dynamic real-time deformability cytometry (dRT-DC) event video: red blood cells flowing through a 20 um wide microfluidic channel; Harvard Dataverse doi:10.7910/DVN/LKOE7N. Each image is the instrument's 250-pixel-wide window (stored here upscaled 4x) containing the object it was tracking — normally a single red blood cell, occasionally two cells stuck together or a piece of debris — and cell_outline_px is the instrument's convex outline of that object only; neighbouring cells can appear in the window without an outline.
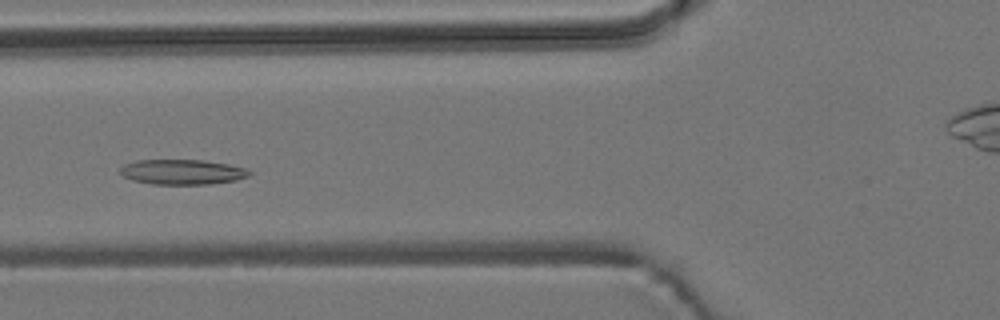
{"species": "common noctule bat (a hibernating species)", "species_latin": "Nyctalus noctula", "temperature_condition": "room temperature", "stored_images_in_passage": 54, "camera_frame_rate_fps": 3000, "um_per_image_px": 0.085, "animal": {"sex": "male", "body_mass_g": 19.2, "forearm_length_mm": 51.8}, "frame": {"image": 1, "passage_image": 18, "time_ms": 5.667, "image_size_px": [1000, 320], "cell_outline_px": [[252, 172], [248, 176], [236, 180], [212, 184], [152, 184], [132, 180], [124, 176], [120, 172], [120, 168], [124, 164], [136, 160], [200, 160], [228, 164], [244, 168]], "centroid_in_image_um": [15.48, 14.62], "position_along_channel_um": 110.3, "area_um2": 18.79}}
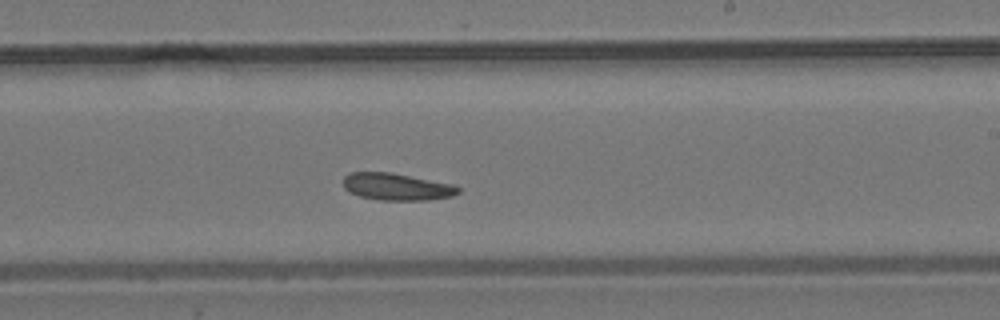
{"frame": {"image": 2, "passage_image": 30, "time_ms": 9.667, "image_size_px": [1000, 320], "cell_outline_px": [[460, 192], [452, 196], [428, 200], [380, 200], [360, 196], [344, 188], [344, 176], [348, 172], [392, 172], [452, 184], [460, 188]], "centroid_in_image_um": [33.73, 15.86], "position_along_channel_um": 255.3, "area_um2": 18.09}}
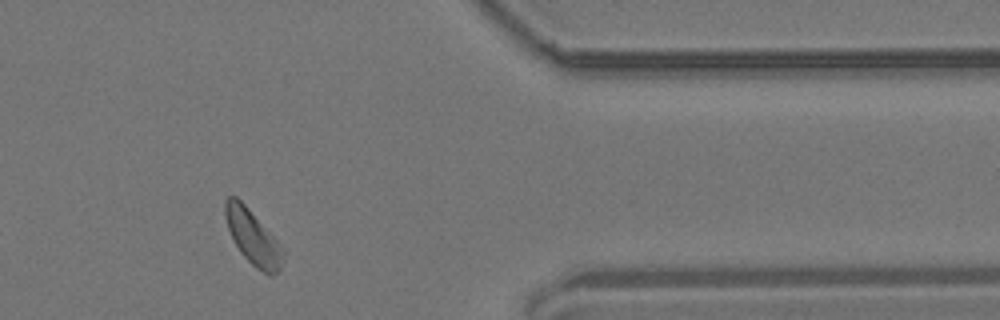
{"frame": {"image": 3, "passage_image": 43, "time_ms": 14.0, "image_size_px": [1000, 320], "cell_outline_px": [[284, 260], [280, 268], [272, 276], [268, 276], [256, 268], [240, 252], [228, 228], [224, 216], [224, 200], [228, 196], [236, 196], [248, 208], [284, 248]], "centroid_in_image_um": [21.5, 20.18], "position_along_channel_um": 389.9, "area_um2": 18.32}}